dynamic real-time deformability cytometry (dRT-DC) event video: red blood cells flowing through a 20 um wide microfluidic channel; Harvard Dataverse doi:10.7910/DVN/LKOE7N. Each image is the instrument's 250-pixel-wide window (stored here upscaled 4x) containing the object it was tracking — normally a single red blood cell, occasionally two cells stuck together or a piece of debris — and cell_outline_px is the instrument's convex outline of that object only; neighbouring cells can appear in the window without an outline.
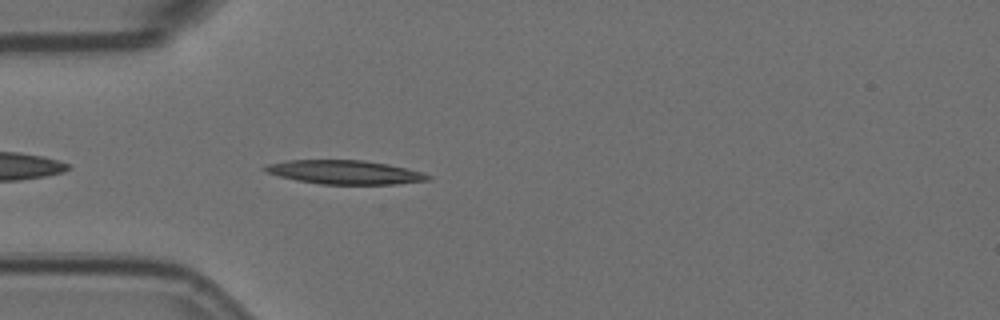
{"species": "Egyptian fruit bat (a non-hibernating species)", "species_latin": "Rousettus aegyptiacus", "temperature_condition": "room temperature", "stored_images_in_passage": 43, "camera_frame_rate_fps": 3000, "um_per_image_px": 0.085, "animal": {"sex": "female"}, "frame": {"image": 1, "passage_image": 3, "time_ms": 0.667, "image_size_px": [1000, 320], "cell_outline_px": [[432, 180], [396, 184], [320, 184], [296, 180], [280, 176], [268, 172], [260, 168], [264, 164], [288, 160], [364, 160], [388, 164], [424, 172], [432, 176]], "centroid_in_image_um": [29.32, 14.63], "position_along_channel_um": 55.7, "area_um2": 22.83}}
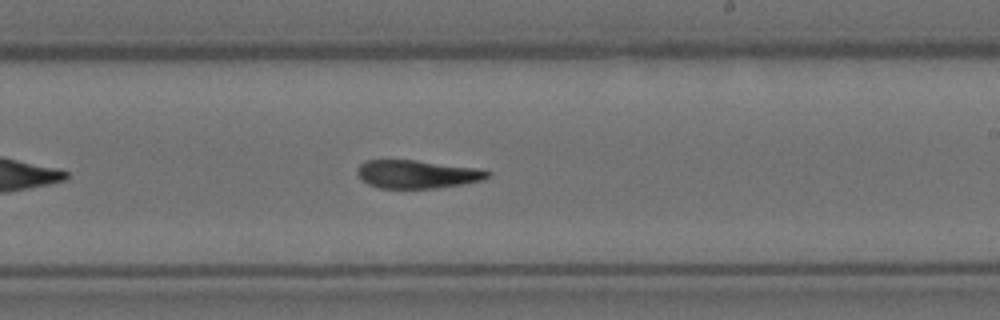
{"frame": {"image": 2, "passage_image": 20, "time_ms": 6.333, "image_size_px": [1000, 320], "cell_outline_px": [[492, 172], [484, 180], [436, 188], [380, 188], [368, 184], [356, 172], [360, 164], [364, 160], [416, 160], [476, 168]], "centroid_in_image_um": [35.45, 14.8], "position_along_channel_um": 253.6, "area_um2": 21.21}}
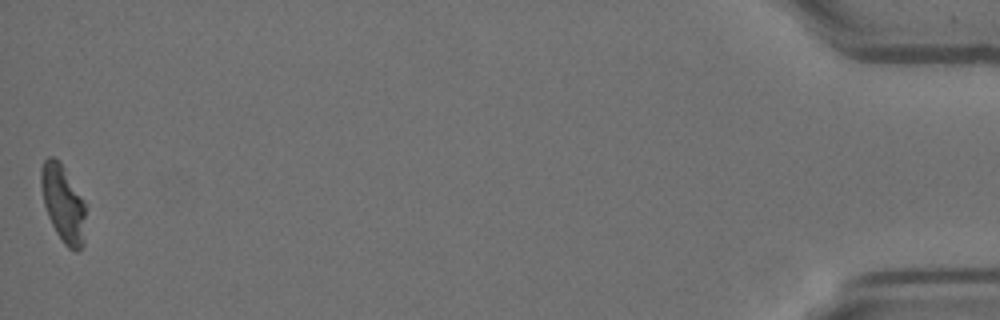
{"frame": {"image": 3, "passage_image": 43, "time_ms": 14.0, "image_size_px": [1000, 320], "cell_outline_px": [[84, 244], [76, 252], [68, 248], [64, 244], [56, 232], [48, 216], [44, 204], [40, 184], [40, 168], [44, 160], [48, 156], [52, 156], [60, 160], [84, 200]], "centroid_in_image_um": [5.34, 17.26], "position_along_channel_um": 429.9, "area_um2": 20.11}, "authors_computed_cell_mechanics": {"area_um2": 22.0796, "velocity_mm_per_s": 3.5699, "shape_relaxation_time_tau1_ms": 6.3799, "shape_relaxation_time_tau2_ms": 4.701, "deformation_change_tau1": 0.203, "deformation_change_tau2": 0.1472}}